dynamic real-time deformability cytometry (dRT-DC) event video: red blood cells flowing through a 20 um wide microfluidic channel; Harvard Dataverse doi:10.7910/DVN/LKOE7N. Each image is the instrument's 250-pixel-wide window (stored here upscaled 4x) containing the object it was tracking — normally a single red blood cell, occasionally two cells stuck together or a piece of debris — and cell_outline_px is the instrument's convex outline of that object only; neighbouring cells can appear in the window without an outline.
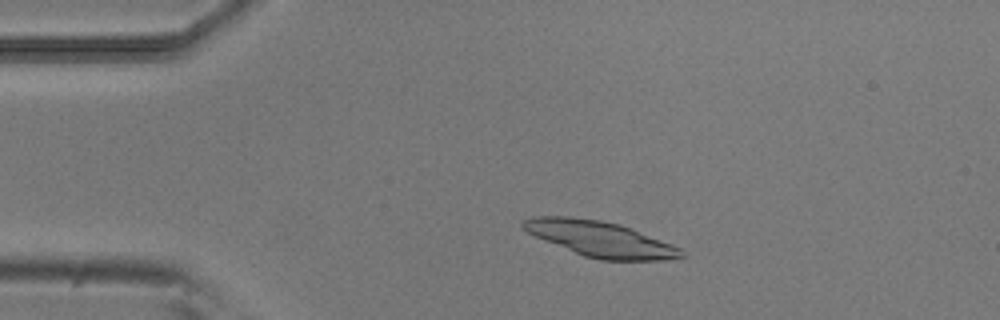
{"species": "common noctule bat (a hibernating species)", "species_latin": "Nyctalus noctula", "temperature_condition": "room temperature", "stored_images_in_passage": 46, "camera_frame_rate_fps": 3000, "um_per_image_px": 0.085, "animal": {"sex": "male", "body_mass_g": 20.5, "forearm_length_mm": 52.5}, "frame": {"image": 1, "passage_image": 4, "time_ms": 1.0, "image_size_px": [1000, 320], "cell_outline_px": [[688, 256], [664, 260], [600, 260], [584, 256], [536, 236], [528, 232], [520, 224], [520, 220], [536, 216], [568, 216], [600, 220], [620, 224], [680, 248]], "centroid_in_image_um": [51.01, 20.31], "position_along_channel_um": 34.0, "area_um2": 32.31}}